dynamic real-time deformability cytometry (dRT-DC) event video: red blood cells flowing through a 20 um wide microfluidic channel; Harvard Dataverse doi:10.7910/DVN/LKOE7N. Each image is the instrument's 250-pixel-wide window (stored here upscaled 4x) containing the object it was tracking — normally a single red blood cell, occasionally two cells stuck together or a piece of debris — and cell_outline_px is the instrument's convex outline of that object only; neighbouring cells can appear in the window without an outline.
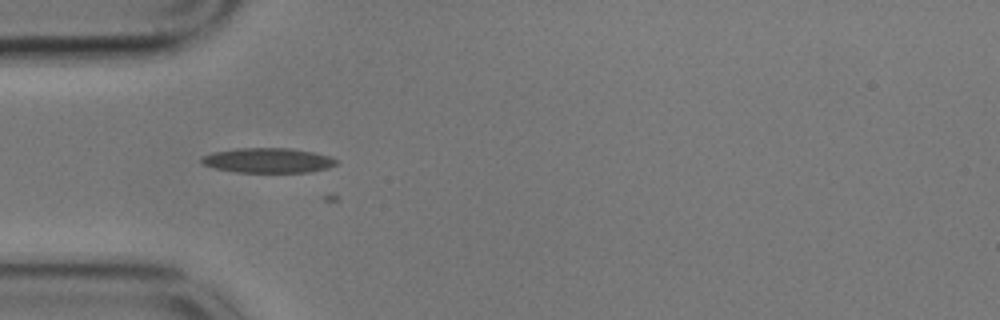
{"species": "common noctule bat (a hibernating species)", "species_latin": "Nyctalus noctula", "temperature_condition": "cold", "stored_images_in_passage": 33, "camera_frame_rate_fps": 3000, "um_per_image_px": 0.085, "animal": {"sex": "male", "body_mass_g": 17.9}, "frame": {"image": 1, "passage_image": 15, "time_ms": 4.667, "image_size_px": [1000, 320], "cell_outline_px": [[336, 164], [328, 168], [308, 172], [236, 172], [216, 168], [204, 164], [200, 160], [200, 156], [212, 152], [236, 148], [292, 148], [332, 156], [336, 160]], "centroid_in_image_um": [22.76, 13.62], "position_along_channel_um": 62.2, "area_um2": 19.54}}
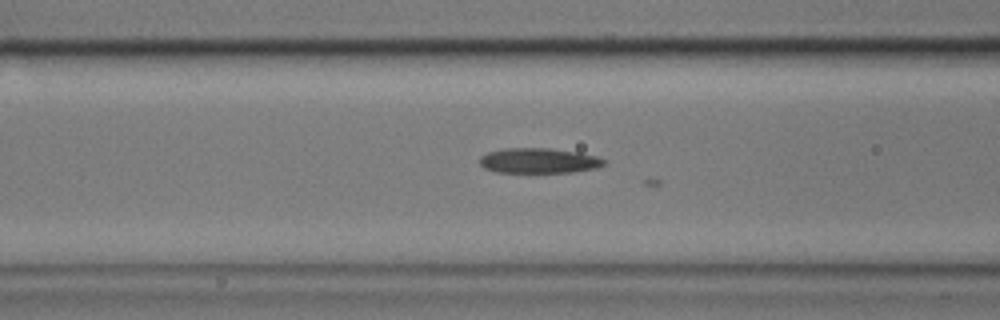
{"frame": {"image": 2, "passage_image": 20, "time_ms": 6.333, "image_size_px": [1000, 320], "cell_outline_px": [[608, 164], [596, 168], [572, 172], [496, 172], [484, 168], [480, 164], [480, 156], [488, 152], [504, 148], [548, 148], [580, 152], [596, 156], [608, 160]], "centroid_in_image_um": [45.84, 13.65], "position_along_channel_um": 120.8, "area_um2": 18.38}}